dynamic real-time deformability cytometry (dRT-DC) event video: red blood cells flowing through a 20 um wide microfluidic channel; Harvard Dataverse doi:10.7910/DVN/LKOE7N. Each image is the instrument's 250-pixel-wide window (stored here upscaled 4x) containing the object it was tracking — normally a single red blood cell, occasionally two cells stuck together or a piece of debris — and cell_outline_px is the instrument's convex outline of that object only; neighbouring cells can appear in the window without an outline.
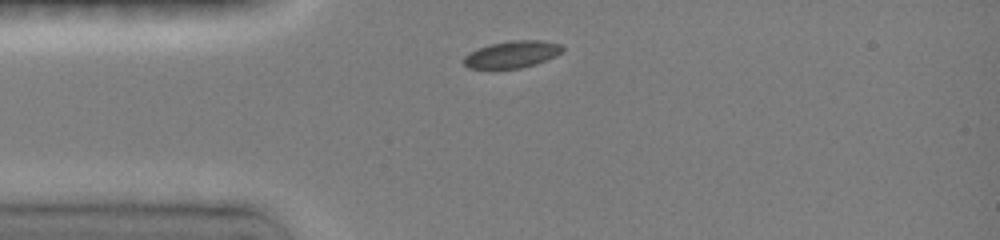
{"species": "common noctule bat (a hibernating species)", "species_latin": "Nyctalus noctula", "temperature_condition": "room temperature", "stored_images_in_passage": 13, "camera_frame_rate_fps": 3000, "um_per_image_px": 0.085, "animal": {"sex": "female", "body_mass_g": 19.0, "forearm_length_mm": 51.5}, "frame": {"image": 1, "passage_image": 1, "time_ms": 0.0, "image_size_px": [1000, 240], "cell_outline_px": [[564, 48], [556, 56], [520, 68], [468, 68], [464, 64], [464, 56], [468, 52], [488, 44], [512, 40], [540, 40], [560, 44]], "centroid_in_image_um": [43.48, 4.6], "position_along_channel_um": 41.5, "area_um2": 15.32}}
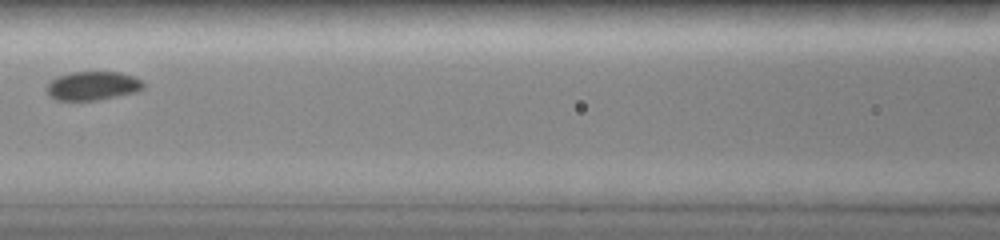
{"frame": {"image": 2, "passage_image": 6, "time_ms": 3.333, "image_size_px": [1000, 240], "cell_outline_px": [[144, 88], [136, 92], [96, 100], [56, 100], [48, 92], [48, 84], [56, 76], [72, 72], [120, 72], [132, 76], [140, 80], [144, 84]], "centroid_in_image_um": [7.89, 7.28], "position_along_channel_um": 158.7, "area_um2": 15.95}}
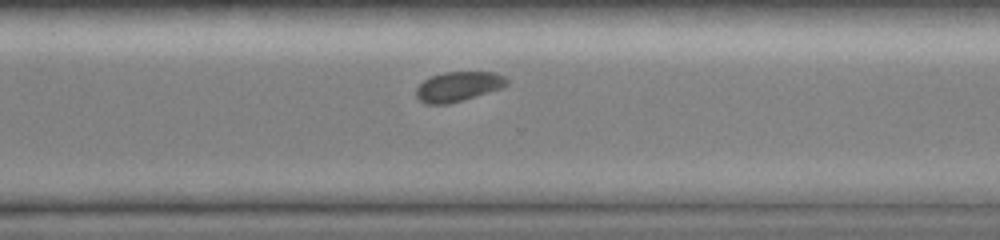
{"frame": {"image": 3, "passage_image": 13, "time_ms": 7.667, "image_size_px": [1000, 240], "cell_outline_px": [[508, 84], [500, 88], [448, 104], [424, 104], [416, 96], [416, 88], [424, 80], [432, 76], [444, 72], [496, 72], [504, 76], [508, 80]], "centroid_in_image_um": [38.93, 7.34], "position_along_channel_um": 331.7, "area_um2": 15.49}}